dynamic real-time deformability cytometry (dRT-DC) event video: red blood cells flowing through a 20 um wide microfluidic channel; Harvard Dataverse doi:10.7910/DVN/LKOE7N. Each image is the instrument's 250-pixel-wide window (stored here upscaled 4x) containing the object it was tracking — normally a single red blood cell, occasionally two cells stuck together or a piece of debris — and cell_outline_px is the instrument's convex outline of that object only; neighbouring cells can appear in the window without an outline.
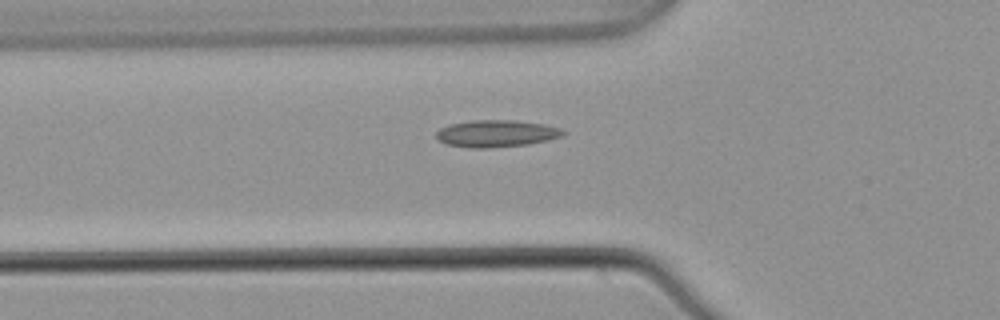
{"species": "common noctule bat (a hibernating species)", "species_latin": "Nyctalus noctula", "temperature_condition": "warm", "stored_images_in_passage": 6, "segment_of_instrument_passage": [2, 2], "camera_frame_rate_fps": 3000, "um_per_image_px": 0.085, "animal": {"sex": "male", "body_mass_g": 21.5, "forearm_length_mm": 52.0}, "frame": {"image": 1, "passage_image": 6, "time_ms": 1.667, "image_size_px": [1000, 320], "cell_outline_px": [[568, 132], [560, 136], [548, 140], [528, 144], [488, 148], [472, 148], [448, 144], [440, 140], [436, 136], [436, 132], [440, 128], [448, 124], [472, 120], [516, 120], [544, 124], [560, 128]], "centroid_in_image_um": [42.2, 11.34], "position_along_channel_um": 83.6, "area_um2": 19.94}}